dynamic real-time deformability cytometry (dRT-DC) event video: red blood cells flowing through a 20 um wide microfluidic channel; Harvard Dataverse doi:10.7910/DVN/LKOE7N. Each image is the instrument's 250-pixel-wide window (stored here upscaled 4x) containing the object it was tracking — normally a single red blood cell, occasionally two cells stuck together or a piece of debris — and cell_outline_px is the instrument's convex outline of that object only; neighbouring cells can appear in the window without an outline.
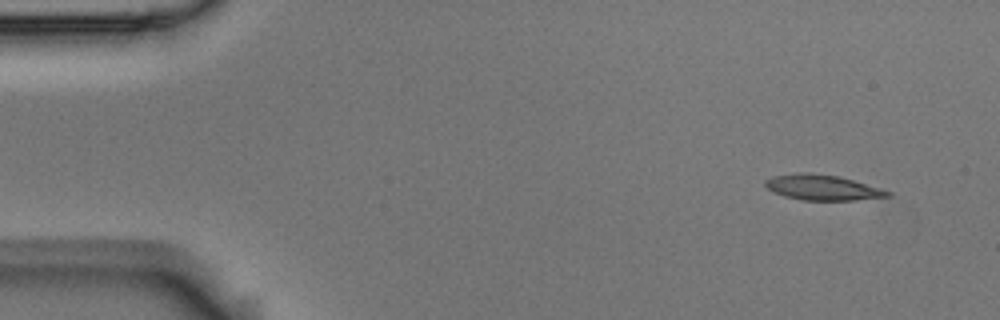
{"species": "Egyptian fruit bat (a non-hibernating species)", "species_latin": "Rousettus aegyptiacus", "temperature_condition": "room temperature", "stored_images_in_passage": 4, "camera_frame_rate_fps": 3000, "um_per_image_px": 0.085, "animal": {"sex": "male"}, "frame": {"image": 1, "passage_image": 1, "time_ms": 0.0, "image_size_px": [1000, 320], "cell_outline_px": [[892, 196], [856, 200], [800, 200], [784, 196], [772, 192], [764, 184], [764, 180], [776, 176], [800, 172], [804, 172], [836, 176], [852, 180], [880, 188], [892, 192]], "centroid_in_image_um": [69.9, 15.95], "position_along_channel_um": 15.1, "area_um2": 17.92}}
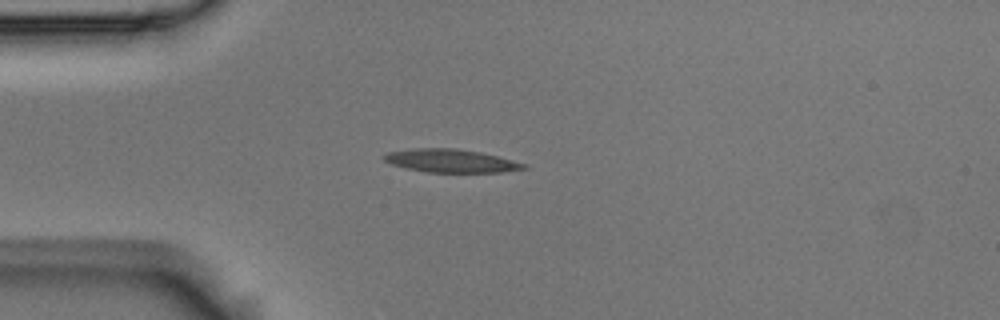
{"frame": {"image": 2, "passage_image": 4, "time_ms": 1.0, "image_size_px": [1000, 320], "cell_outline_px": [[528, 168], [500, 172], [428, 172], [408, 168], [392, 164], [384, 160], [384, 156], [388, 152], [416, 148], [456, 148], [480, 152], [528, 164]], "centroid_in_image_um": [38.36, 13.66], "position_along_channel_um": 46.6, "area_um2": 18.61}}